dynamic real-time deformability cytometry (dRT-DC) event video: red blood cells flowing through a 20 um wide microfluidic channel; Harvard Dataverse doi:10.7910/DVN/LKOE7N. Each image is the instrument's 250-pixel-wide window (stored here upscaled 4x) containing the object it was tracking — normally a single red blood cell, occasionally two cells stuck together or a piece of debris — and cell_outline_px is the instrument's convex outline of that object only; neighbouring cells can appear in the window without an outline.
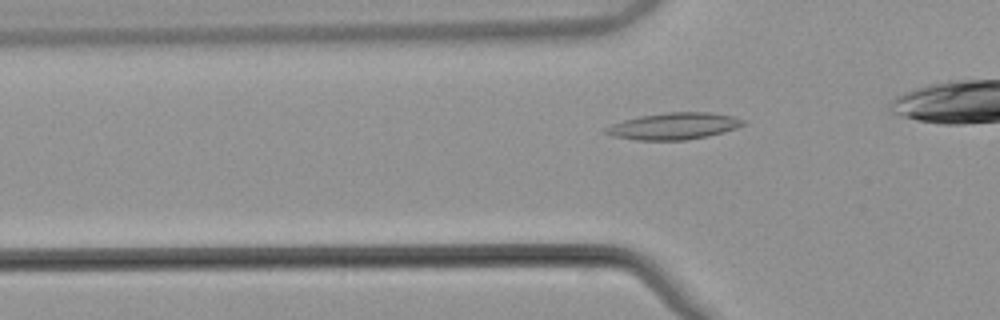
{"species": "common noctule bat (a hibernating species)", "species_latin": "Nyctalus noctula", "temperature_condition": "warm", "stored_images_in_passage": 39, "camera_frame_rate_fps": 3000, "um_per_image_px": 0.085, "animal": {"sex": "male", "body_mass_g": 21.5, "forearm_length_mm": 52.0}, "frame": {"image": 1, "passage_image": 13, "time_ms": 4.0, "image_size_px": [1000, 320], "cell_outline_px": [[744, 124], [736, 128], [724, 132], [708, 136], [688, 140], [636, 140], [612, 136], [604, 132], [604, 128], [612, 124], [624, 120], [640, 116], [668, 112], [712, 112], [732, 116], [744, 120]], "centroid_in_image_um": [57.27, 10.72], "position_along_channel_um": 68.5, "area_um2": 21.39}}
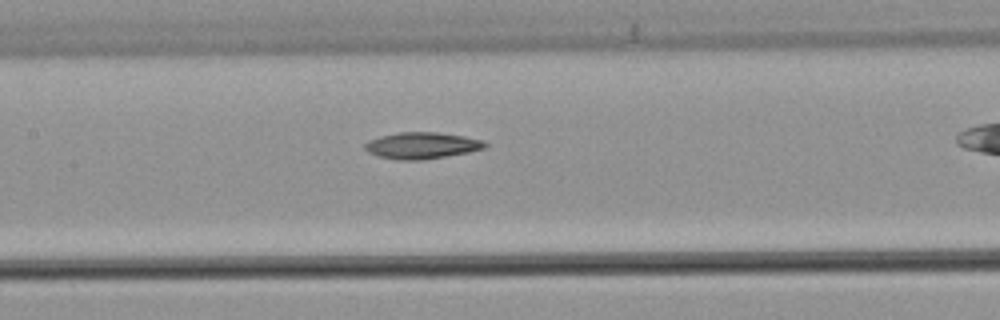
{"frame": {"image": 2, "passage_image": 21, "time_ms": 6.667, "image_size_px": [1000, 320], "cell_outline_px": [[488, 144], [484, 148], [468, 152], [420, 160], [396, 160], [380, 156], [368, 152], [364, 148], [364, 144], [368, 140], [380, 136], [396, 132], [436, 132], [464, 136], [484, 140]], "centroid_in_image_um": [35.83, 12.36], "position_along_channel_um": 171.6, "area_um2": 18.5}}
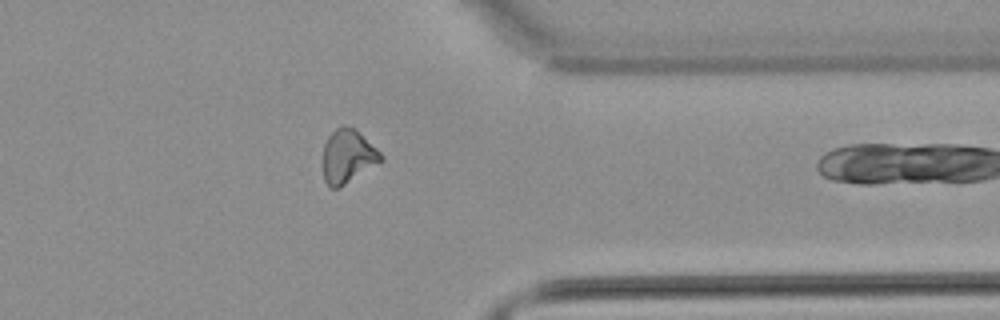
{"frame": {"image": 3, "passage_image": 38, "time_ms": 12.333, "image_size_px": [1000, 320], "cell_outline_px": [[384, 160], [340, 188], [332, 188], [324, 180], [324, 144], [328, 136], [336, 128], [344, 124], [356, 128], [384, 156]], "centroid_in_image_um": [29.59, 13.27], "position_along_channel_um": 381.8, "area_um2": 18.21}}